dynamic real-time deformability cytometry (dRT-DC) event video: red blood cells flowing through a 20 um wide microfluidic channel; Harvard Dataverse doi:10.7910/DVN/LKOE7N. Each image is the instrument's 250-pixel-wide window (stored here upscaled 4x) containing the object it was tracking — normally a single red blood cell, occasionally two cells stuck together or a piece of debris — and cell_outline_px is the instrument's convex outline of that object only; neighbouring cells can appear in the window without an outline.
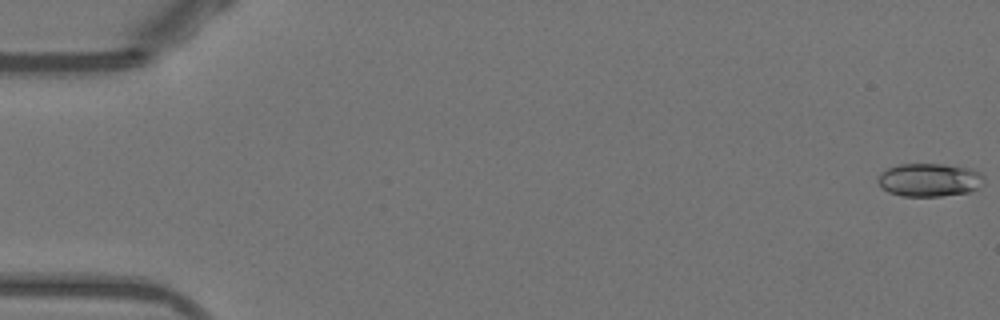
{"species": "Egyptian fruit bat (a non-hibernating species)", "species_latin": "Rousettus aegyptiacus", "temperature_condition": "warm", "stored_images_in_passage": 53, "camera_frame_rate_fps": 3000, "um_per_image_px": 0.085, "animal": {"sex": "female"}, "frame": {"image": 1, "passage_image": 1, "time_ms": 0.0, "image_size_px": [1000, 320], "cell_outline_px": [[984, 184], [968, 192], [940, 196], [900, 196], [888, 192], [876, 180], [880, 172], [888, 168], [900, 164], [944, 164], [972, 168], [980, 172], [984, 176]], "centroid_in_image_um": [79.01, 15.28], "position_along_channel_um": 6.0, "area_um2": 20.69}}
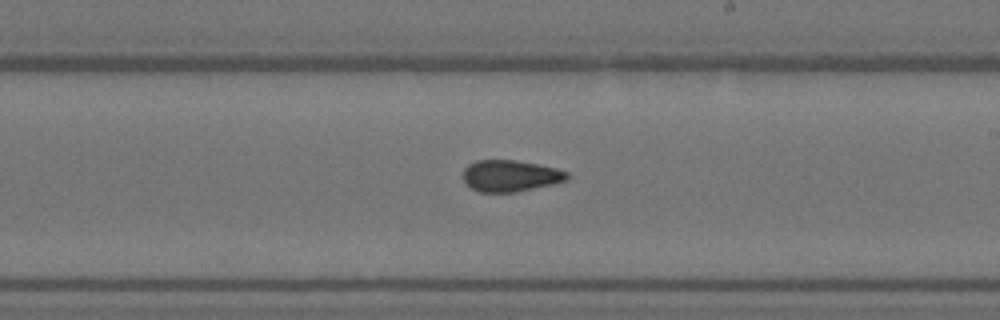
{"frame": {"image": 2, "passage_image": 31, "time_ms": 10.0, "image_size_px": [1000, 320], "cell_outline_px": [[572, 176], [568, 180], [552, 184], [516, 192], [480, 192], [464, 184], [464, 168], [468, 164], [476, 160], [516, 160], [556, 168], [568, 172]], "centroid_in_image_um": [43.39, 14.94], "position_along_channel_um": 245.6, "area_um2": 19.19}}
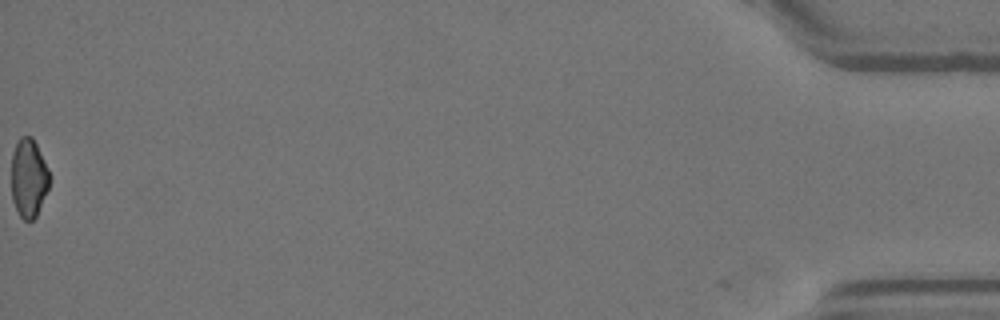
{"frame": {"image": 3, "passage_image": 53, "time_ms": 17.333, "image_size_px": [1000, 320], "cell_outline_px": [[52, 176], [48, 188], [36, 216], [32, 220], [24, 220], [20, 216], [12, 200], [12, 152], [16, 140], [20, 136], [32, 136]], "centroid_in_image_um": [2.44, 15.1], "position_along_channel_um": 432.8, "area_um2": 17.57}, "authors_computed_cell_mechanics": {"area_um2": 19.363, "velocity_mm_per_s": 3.9134, "shape_relaxation_time_tau1_ms": null, "shape_relaxation_time_tau2_ms": 1.9574, "deformation_change_tau1": null, "deformation_change_tau2": 0.0745}}